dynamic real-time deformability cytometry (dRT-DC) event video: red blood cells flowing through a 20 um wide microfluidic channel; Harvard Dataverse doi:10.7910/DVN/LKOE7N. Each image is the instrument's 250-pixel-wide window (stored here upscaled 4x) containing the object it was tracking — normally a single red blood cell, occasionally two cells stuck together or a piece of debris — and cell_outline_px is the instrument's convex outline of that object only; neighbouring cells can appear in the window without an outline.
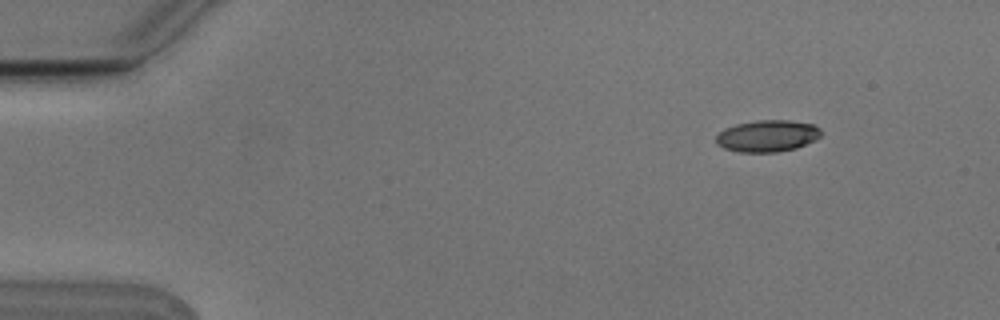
{"species": "Egyptian fruit bat (a non-hibernating species)", "species_latin": "Rousettus aegyptiacus", "temperature_condition": "cold", "stored_images_in_passage": 6, "camera_frame_rate_fps": 3000, "um_per_image_px": 0.085, "animal": {"sex": "male"}, "frame": {"image": 1, "passage_image": 2, "time_ms": 0.333, "image_size_px": [1000, 320], "cell_outline_px": [[820, 136], [796, 148], [780, 152], [736, 152], [724, 148], [716, 144], [716, 136], [724, 128], [736, 124], [756, 120], [788, 120], [812, 124], [820, 128]], "centroid_in_image_um": [65.18, 11.55], "position_along_channel_um": 19.8, "area_um2": 19.36}}
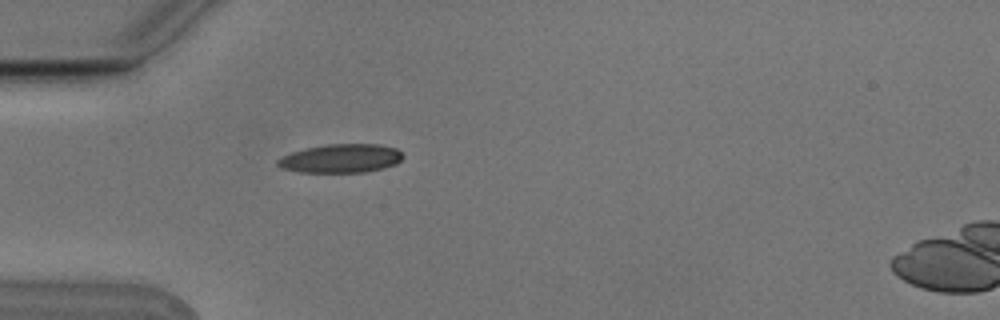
{"frame": {"image": 2, "passage_image": 5, "time_ms": 1.333, "image_size_px": [1000, 320], "cell_outline_px": [[404, 156], [396, 164], [384, 168], [368, 172], [300, 172], [280, 168], [276, 164], [276, 160], [292, 152], [304, 148], [328, 144], [380, 144], [396, 148]], "centroid_in_image_um": [28.98, 13.47], "position_along_channel_um": 56.0, "area_um2": 21.04}}